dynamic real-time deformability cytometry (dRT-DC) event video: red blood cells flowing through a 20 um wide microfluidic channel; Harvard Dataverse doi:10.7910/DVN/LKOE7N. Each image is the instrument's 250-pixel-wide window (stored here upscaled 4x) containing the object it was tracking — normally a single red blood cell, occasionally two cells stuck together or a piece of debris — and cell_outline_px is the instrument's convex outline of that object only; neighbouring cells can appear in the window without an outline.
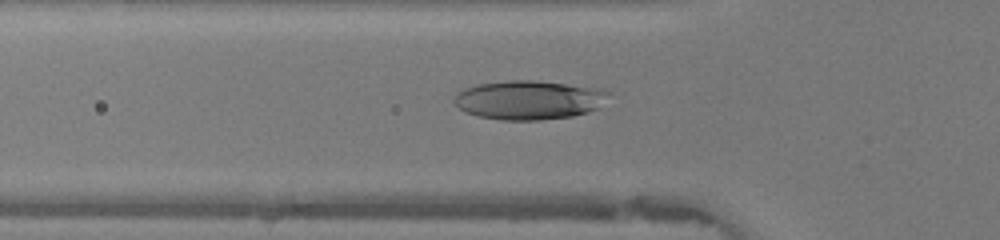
{"species": "human", "species_latin": "Homo sapiens", "temperature_condition": "warm", "stored_images_in_passage": 46, "camera_frame_rate_fps": 3000, "um_per_image_px": 0.085, "donor": {"sex": "female"}, "frame": {"image": 1, "passage_image": 15, "time_ms": 4.667, "image_size_px": [1000, 240], "cell_outline_px": [[608, 92], [600, 108], [588, 112], [572, 116], [540, 120], [500, 120], [480, 116], [464, 112], [452, 100], [456, 92], [464, 88], [476, 84], [508, 80], [536, 80], [600, 88]], "centroid_in_image_um": [44.92, 8.49], "position_along_channel_um": 80.9, "area_um2": 35.26}}
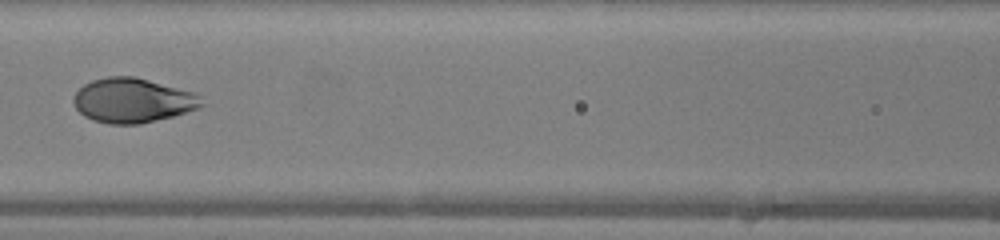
{"frame": {"image": 2, "passage_image": 20, "time_ms": 6.333, "image_size_px": [1000, 240], "cell_outline_px": [[208, 104], [172, 116], [140, 124], [108, 124], [92, 120], [84, 116], [76, 108], [72, 100], [76, 92], [84, 84], [92, 80], [108, 76], [136, 76], [196, 92]], "centroid_in_image_um": [11.29, 8.52], "position_along_channel_um": 155.3, "area_um2": 33.52}}
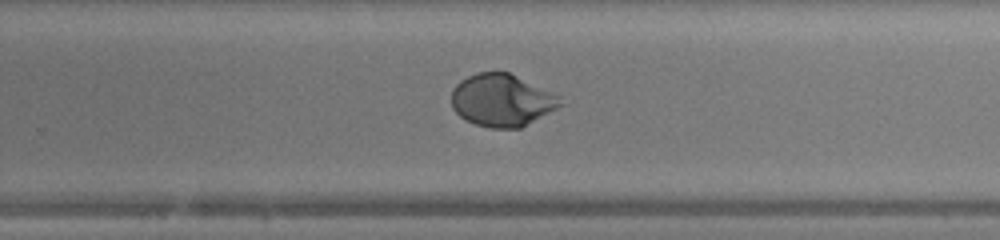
{"frame": {"image": 3, "passage_image": 29, "time_ms": 9.333, "image_size_px": [1000, 240], "cell_outline_px": [[564, 104], [520, 128], [492, 128], [476, 124], [464, 120], [452, 108], [452, 88], [460, 80], [468, 76], [480, 72], [508, 72], [560, 96]], "centroid_in_image_um": [42.63, 8.52], "position_along_channel_um": 287.2, "area_um2": 33.0}, "authors_computed_cell_mechanics": {"area_um2": 34.8534, "velocity_mm_per_s": 4.4145, "shape_relaxation_time_tau1_ms": 3.599, "shape_relaxation_time_tau2_ms": null, "deformation_change_tau1": 0.2244, "deformation_change_tau2": null}}